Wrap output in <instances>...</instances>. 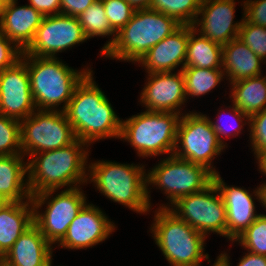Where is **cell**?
Wrapping results in <instances>:
<instances>
[{"instance_id":"1","label":"cell","mask_w":266,"mask_h":266,"mask_svg":"<svg viewBox=\"0 0 266 266\" xmlns=\"http://www.w3.org/2000/svg\"><path fill=\"white\" fill-rule=\"evenodd\" d=\"M91 70L75 88L64 113L77 139L90 144L120 138L122 120L104 92L96 85Z\"/></svg>"},{"instance_id":"2","label":"cell","mask_w":266,"mask_h":266,"mask_svg":"<svg viewBox=\"0 0 266 266\" xmlns=\"http://www.w3.org/2000/svg\"><path fill=\"white\" fill-rule=\"evenodd\" d=\"M88 146L76 139L68 146L32 154L27 161V183L31 196L87 183ZM84 147H87L86 150Z\"/></svg>"},{"instance_id":"3","label":"cell","mask_w":266,"mask_h":266,"mask_svg":"<svg viewBox=\"0 0 266 266\" xmlns=\"http://www.w3.org/2000/svg\"><path fill=\"white\" fill-rule=\"evenodd\" d=\"M21 58L27 64L31 93L38 110H57L64 103L61 107L64 111L77 85L91 71L89 67L74 70L57 57L22 54Z\"/></svg>"},{"instance_id":"4","label":"cell","mask_w":266,"mask_h":266,"mask_svg":"<svg viewBox=\"0 0 266 266\" xmlns=\"http://www.w3.org/2000/svg\"><path fill=\"white\" fill-rule=\"evenodd\" d=\"M145 165L97 161L89 164L87 181L93 182L104 196L136 213L150 212L147 199Z\"/></svg>"},{"instance_id":"5","label":"cell","mask_w":266,"mask_h":266,"mask_svg":"<svg viewBox=\"0 0 266 266\" xmlns=\"http://www.w3.org/2000/svg\"><path fill=\"white\" fill-rule=\"evenodd\" d=\"M180 26L174 18L161 12L136 9L131 20L116 33L114 43L102 56L138 63L154 45Z\"/></svg>"},{"instance_id":"6","label":"cell","mask_w":266,"mask_h":266,"mask_svg":"<svg viewBox=\"0 0 266 266\" xmlns=\"http://www.w3.org/2000/svg\"><path fill=\"white\" fill-rule=\"evenodd\" d=\"M155 212L150 230L155 244L171 266H201L204 258L210 262L209 255L204 252L206 237L203 234L169 208L159 206Z\"/></svg>"},{"instance_id":"7","label":"cell","mask_w":266,"mask_h":266,"mask_svg":"<svg viewBox=\"0 0 266 266\" xmlns=\"http://www.w3.org/2000/svg\"><path fill=\"white\" fill-rule=\"evenodd\" d=\"M181 115L144 111L123 120L119 139L130 143L140 157L172 155Z\"/></svg>"},{"instance_id":"8","label":"cell","mask_w":266,"mask_h":266,"mask_svg":"<svg viewBox=\"0 0 266 266\" xmlns=\"http://www.w3.org/2000/svg\"><path fill=\"white\" fill-rule=\"evenodd\" d=\"M213 176L214 174L202 165L181 159L174 154L169 155L146 173L148 202L151 206L149 185H156L155 187L168 195V207L165 204L160 208H170V204L180 198L207 188L213 182Z\"/></svg>"},{"instance_id":"9","label":"cell","mask_w":266,"mask_h":266,"mask_svg":"<svg viewBox=\"0 0 266 266\" xmlns=\"http://www.w3.org/2000/svg\"><path fill=\"white\" fill-rule=\"evenodd\" d=\"M56 190H48L31 196L34 224L51 244L59 243L66 235L70 223L87 203L82 189L68 188L52 196ZM52 196V199H50ZM49 199V200H48ZM47 204L44 213L38 211Z\"/></svg>"},{"instance_id":"10","label":"cell","mask_w":266,"mask_h":266,"mask_svg":"<svg viewBox=\"0 0 266 266\" xmlns=\"http://www.w3.org/2000/svg\"><path fill=\"white\" fill-rule=\"evenodd\" d=\"M223 149L207 115L196 111L182 114L177 127L175 156L202 165L215 175L218 171L213 168L212 160Z\"/></svg>"},{"instance_id":"11","label":"cell","mask_w":266,"mask_h":266,"mask_svg":"<svg viewBox=\"0 0 266 266\" xmlns=\"http://www.w3.org/2000/svg\"><path fill=\"white\" fill-rule=\"evenodd\" d=\"M22 154L55 150L73 143L77 138L64 111L36 109L20 121Z\"/></svg>"},{"instance_id":"12","label":"cell","mask_w":266,"mask_h":266,"mask_svg":"<svg viewBox=\"0 0 266 266\" xmlns=\"http://www.w3.org/2000/svg\"><path fill=\"white\" fill-rule=\"evenodd\" d=\"M170 207L171 212L206 238L211 232L227 238L226 208L214 182L202 191L180 198Z\"/></svg>"},{"instance_id":"13","label":"cell","mask_w":266,"mask_h":266,"mask_svg":"<svg viewBox=\"0 0 266 266\" xmlns=\"http://www.w3.org/2000/svg\"><path fill=\"white\" fill-rule=\"evenodd\" d=\"M88 40L78 17L58 14L44 16L30 45L22 52L56 58L58 52Z\"/></svg>"},{"instance_id":"14","label":"cell","mask_w":266,"mask_h":266,"mask_svg":"<svg viewBox=\"0 0 266 266\" xmlns=\"http://www.w3.org/2000/svg\"><path fill=\"white\" fill-rule=\"evenodd\" d=\"M36 109L27 64L21 58L0 74V114L21 121Z\"/></svg>"},{"instance_id":"15","label":"cell","mask_w":266,"mask_h":266,"mask_svg":"<svg viewBox=\"0 0 266 266\" xmlns=\"http://www.w3.org/2000/svg\"><path fill=\"white\" fill-rule=\"evenodd\" d=\"M147 75V82L140 94V102L146 110L182 115L181 106L187 101L182 70Z\"/></svg>"},{"instance_id":"16","label":"cell","mask_w":266,"mask_h":266,"mask_svg":"<svg viewBox=\"0 0 266 266\" xmlns=\"http://www.w3.org/2000/svg\"><path fill=\"white\" fill-rule=\"evenodd\" d=\"M213 182L220 192L226 208L227 239L234 242L260 215L256 214L254 197L262 204L261 185L249 193L245 188L227 186L217 173L213 176ZM254 194V195H252Z\"/></svg>"},{"instance_id":"17","label":"cell","mask_w":266,"mask_h":266,"mask_svg":"<svg viewBox=\"0 0 266 266\" xmlns=\"http://www.w3.org/2000/svg\"><path fill=\"white\" fill-rule=\"evenodd\" d=\"M101 210L93 204L86 203L70 223L66 235L58 246L78 250L105 241L116 227Z\"/></svg>"},{"instance_id":"18","label":"cell","mask_w":266,"mask_h":266,"mask_svg":"<svg viewBox=\"0 0 266 266\" xmlns=\"http://www.w3.org/2000/svg\"><path fill=\"white\" fill-rule=\"evenodd\" d=\"M235 4V0H202L198 13L201 19L197 18L193 27L213 42L228 44L238 37L244 18L243 13L242 20L234 23Z\"/></svg>"},{"instance_id":"19","label":"cell","mask_w":266,"mask_h":266,"mask_svg":"<svg viewBox=\"0 0 266 266\" xmlns=\"http://www.w3.org/2000/svg\"><path fill=\"white\" fill-rule=\"evenodd\" d=\"M189 25H181L171 35L154 45L138 62L147 73L172 72L185 66Z\"/></svg>"},{"instance_id":"20","label":"cell","mask_w":266,"mask_h":266,"mask_svg":"<svg viewBox=\"0 0 266 266\" xmlns=\"http://www.w3.org/2000/svg\"><path fill=\"white\" fill-rule=\"evenodd\" d=\"M18 0H8L0 14V32L22 52L32 42L43 15L33 6H17Z\"/></svg>"},{"instance_id":"21","label":"cell","mask_w":266,"mask_h":266,"mask_svg":"<svg viewBox=\"0 0 266 266\" xmlns=\"http://www.w3.org/2000/svg\"><path fill=\"white\" fill-rule=\"evenodd\" d=\"M52 245L33 224L0 259L5 266H52Z\"/></svg>"},{"instance_id":"22","label":"cell","mask_w":266,"mask_h":266,"mask_svg":"<svg viewBox=\"0 0 266 266\" xmlns=\"http://www.w3.org/2000/svg\"><path fill=\"white\" fill-rule=\"evenodd\" d=\"M262 62L238 37L222 45V70L230 83L262 75Z\"/></svg>"},{"instance_id":"23","label":"cell","mask_w":266,"mask_h":266,"mask_svg":"<svg viewBox=\"0 0 266 266\" xmlns=\"http://www.w3.org/2000/svg\"><path fill=\"white\" fill-rule=\"evenodd\" d=\"M33 224L31 198L25 202H9L0 208V259Z\"/></svg>"},{"instance_id":"24","label":"cell","mask_w":266,"mask_h":266,"mask_svg":"<svg viewBox=\"0 0 266 266\" xmlns=\"http://www.w3.org/2000/svg\"><path fill=\"white\" fill-rule=\"evenodd\" d=\"M23 157V154L0 156V193L10 202H25L31 198L25 178L27 162Z\"/></svg>"},{"instance_id":"25","label":"cell","mask_w":266,"mask_h":266,"mask_svg":"<svg viewBox=\"0 0 266 266\" xmlns=\"http://www.w3.org/2000/svg\"><path fill=\"white\" fill-rule=\"evenodd\" d=\"M232 104L249 117L266 109V76L230 83Z\"/></svg>"},{"instance_id":"26","label":"cell","mask_w":266,"mask_h":266,"mask_svg":"<svg viewBox=\"0 0 266 266\" xmlns=\"http://www.w3.org/2000/svg\"><path fill=\"white\" fill-rule=\"evenodd\" d=\"M184 67L222 69V45L198 34L193 25H189Z\"/></svg>"},{"instance_id":"27","label":"cell","mask_w":266,"mask_h":266,"mask_svg":"<svg viewBox=\"0 0 266 266\" xmlns=\"http://www.w3.org/2000/svg\"><path fill=\"white\" fill-rule=\"evenodd\" d=\"M79 22L88 40L97 36H113L101 50V55L114 43L116 32L111 28L102 0H96L79 17Z\"/></svg>"},{"instance_id":"28","label":"cell","mask_w":266,"mask_h":266,"mask_svg":"<svg viewBox=\"0 0 266 266\" xmlns=\"http://www.w3.org/2000/svg\"><path fill=\"white\" fill-rule=\"evenodd\" d=\"M186 98L202 96L213 90L225 79L222 69H203L198 67H184L182 69Z\"/></svg>"},{"instance_id":"29","label":"cell","mask_w":266,"mask_h":266,"mask_svg":"<svg viewBox=\"0 0 266 266\" xmlns=\"http://www.w3.org/2000/svg\"><path fill=\"white\" fill-rule=\"evenodd\" d=\"M201 3L202 0H153L150 9L174 18L181 25H193Z\"/></svg>"},{"instance_id":"30","label":"cell","mask_w":266,"mask_h":266,"mask_svg":"<svg viewBox=\"0 0 266 266\" xmlns=\"http://www.w3.org/2000/svg\"><path fill=\"white\" fill-rule=\"evenodd\" d=\"M235 241L250 253L266 256V214H260Z\"/></svg>"},{"instance_id":"31","label":"cell","mask_w":266,"mask_h":266,"mask_svg":"<svg viewBox=\"0 0 266 266\" xmlns=\"http://www.w3.org/2000/svg\"><path fill=\"white\" fill-rule=\"evenodd\" d=\"M22 154L20 120L0 114V156Z\"/></svg>"},{"instance_id":"32","label":"cell","mask_w":266,"mask_h":266,"mask_svg":"<svg viewBox=\"0 0 266 266\" xmlns=\"http://www.w3.org/2000/svg\"><path fill=\"white\" fill-rule=\"evenodd\" d=\"M238 38L259 58L266 59V27L253 25L243 18Z\"/></svg>"},{"instance_id":"33","label":"cell","mask_w":266,"mask_h":266,"mask_svg":"<svg viewBox=\"0 0 266 266\" xmlns=\"http://www.w3.org/2000/svg\"><path fill=\"white\" fill-rule=\"evenodd\" d=\"M111 28L117 33L132 18L135 9L126 0H102Z\"/></svg>"},{"instance_id":"34","label":"cell","mask_w":266,"mask_h":266,"mask_svg":"<svg viewBox=\"0 0 266 266\" xmlns=\"http://www.w3.org/2000/svg\"><path fill=\"white\" fill-rule=\"evenodd\" d=\"M229 111H231V115L229 117H231L233 119V121H236V127L235 126H232L233 128H231V125H227L225 124L220 118L216 120V122L212 121L211 118H209V121H210V124L213 128V130L215 131L216 133V136L218 138V141L225 147L227 148L225 145L226 143H224L223 139L221 136H224V137H228L230 138V136H238L242 130V127L245 125V124H250L249 123V120H250V117L248 115H246L244 112H242L238 107H236L235 105H232V107L230 109H228ZM219 117H222V113L220 115V112H219ZM223 119V118H222ZM243 120L245 123H243ZM217 121H220L223 123L220 124V123H217ZM232 121V120H231ZM246 121H248L246 123ZM239 122V123H238ZM227 123V122H226ZM224 125H227L226 127H224ZM232 131V132H231ZM234 131V132H233Z\"/></svg>"},{"instance_id":"35","label":"cell","mask_w":266,"mask_h":266,"mask_svg":"<svg viewBox=\"0 0 266 266\" xmlns=\"http://www.w3.org/2000/svg\"><path fill=\"white\" fill-rule=\"evenodd\" d=\"M250 142L257 157L266 149V109L250 116Z\"/></svg>"},{"instance_id":"36","label":"cell","mask_w":266,"mask_h":266,"mask_svg":"<svg viewBox=\"0 0 266 266\" xmlns=\"http://www.w3.org/2000/svg\"><path fill=\"white\" fill-rule=\"evenodd\" d=\"M21 55L22 51L0 32V74L20 60Z\"/></svg>"},{"instance_id":"37","label":"cell","mask_w":266,"mask_h":266,"mask_svg":"<svg viewBox=\"0 0 266 266\" xmlns=\"http://www.w3.org/2000/svg\"><path fill=\"white\" fill-rule=\"evenodd\" d=\"M242 6L248 22L266 27V0H244Z\"/></svg>"},{"instance_id":"38","label":"cell","mask_w":266,"mask_h":266,"mask_svg":"<svg viewBox=\"0 0 266 266\" xmlns=\"http://www.w3.org/2000/svg\"><path fill=\"white\" fill-rule=\"evenodd\" d=\"M61 14L79 17L96 0H60Z\"/></svg>"},{"instance_id":"39","label":"cell","mask_w":266,"mask_h":266,"mask_svg":"<svg viewBox=\"0 0 266 266\" xmlns=\"http://www.w3.org/2000/svg\"><path fill=\"white\" fill-rule=\"evenodd\" d=\"M218 258L226 266H230V257L228 256V254L221 253ZM237 266H266V256L247 252L244 256H242Z\"/></svg>"},{"instance_id":"40","label":"cell","mask_w":266,"mask_h":266,"mask_svg":"<svg viewBox=\"0 0 266 266\" xmlns=\"http://www.w3.org/2000/svg\"><path fill=\"white\" fill-rule=\"evenodd\" d=\"M29 5L33 6L43 16L61 14L60 0H28Z\"/></svg>"},{"instance_id":"41","label":"cell","mask_w":266,"mask_h":266,"mask_svg":"<svg viewBox=\"0 0 266 266\" xmlns=\"http://www.w3.org/2000/svg\"><path fill=\"white\" fill-rule=\"evenodd\" d=\"M135 10L150 9L153 0H126Z\"/></svg>"},{"instance_id":"42","label":"cell","mask_w":266,"mask_h":266,"mask_svg":"<svg viewBox=\"0 0 266 266\" xmlns=\"http://www.w3.org/2000/svg\"><path fill=\"white\" fill-rule=\"evenodd\" d=\"M256 160L258 161V169L264 175H266V149L263 150L257 157ZM266 184V183H263Z\"/></svg>"},{"instance_id":"43","label":"cell","mask_w":266,"mask_h":266,"mask_svg":"<svg viewBox=\"0 0 266 266\" xmlns=\"http://www.w3.org/2000/svg\"><path fill=\"white\" fill-rule=\"evenodd\" d=\"M262 188V205L266 208V184H261Z\"/></svg>"},{"instance_id":"44","label":"cell","mask_w":266,"mask_h":266,"mask_svg":"<svg viewBox=\"0 0 266 266\" xmlns=\"http://www.w3.org/2000/svg\"><path fill=\"white\" fill-rule=\"evenodd\" d=\"M9 202L10 201L0 193V208L4 207Z\"/></svg>"},{"instance_id":"45","label":"cell","mask_w":266,"mask_h":266,"mask_svg":"<svg viewBox=\"0 0 266 266\" xmlns=\"http://www.w3.org/2000/svg\"><path fill=\"white\" fill-rule=\"evenodd\" d=\"M8 0H0V14L3 11L4 7L6 6Z\"/></svg>"},{"instance_id":"46","label":"cell","mask_w":266,"mask_h":266,"mask_svg":"<svg viewBox=\"0 0 266 266\" xmlns=\"http://www.w3.org/2000/svg\"><path fill=\"white\" fill-rule=\"evenodd\" d=\"M213 266H226V265L217 257V260H215Z\"/></svg>"}]
</instances>
